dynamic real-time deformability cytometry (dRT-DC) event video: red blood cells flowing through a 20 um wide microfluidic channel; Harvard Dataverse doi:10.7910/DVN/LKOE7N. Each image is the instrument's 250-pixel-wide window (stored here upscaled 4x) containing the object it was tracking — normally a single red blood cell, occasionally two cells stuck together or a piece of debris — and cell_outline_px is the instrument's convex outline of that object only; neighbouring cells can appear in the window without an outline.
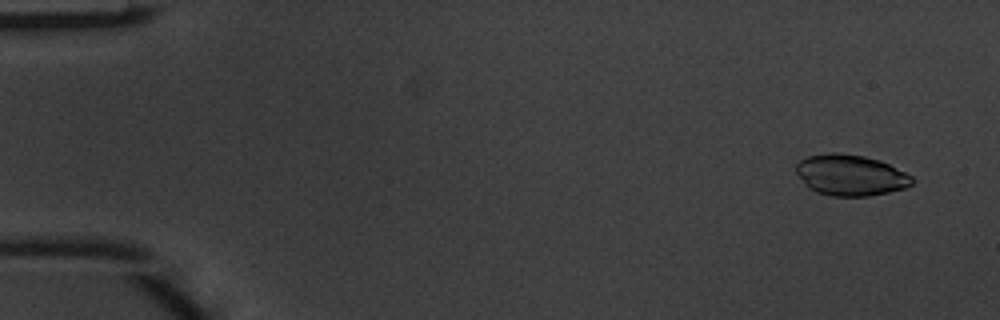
{"species": "common noctule bat (a hibernating species)", "species_latin": "Nyctalus noctula", "temperature_condition": "warm", "stored_images_in_passage": 4, "camera_frame_rate_fps": 3000, "um_per_image_px": 0.085, "animal": {"sex": "male", "body_mass_g": 20.1, "forearm_length_mm": 53.5}, "frame": {"image": 1, "passage_image": 1, "time_ms": 0.0, "image_size_px": [1000, 320], "cell_outline_px": [[916, 180], [912, 184], [904, 188], [888, 192], [868, 196], [832, 196], [816, 192], [808, 188], [804, 184], [796, 172], [796, 164], [800, 160], [808, 156], [828, 152], [836, 152], [864, 156], [880, 160], [912, 176]], "centroid_in_image_um": [72.28, 14.88], "position_along_channel_um": 12.7, "area_um2": 27.8}}
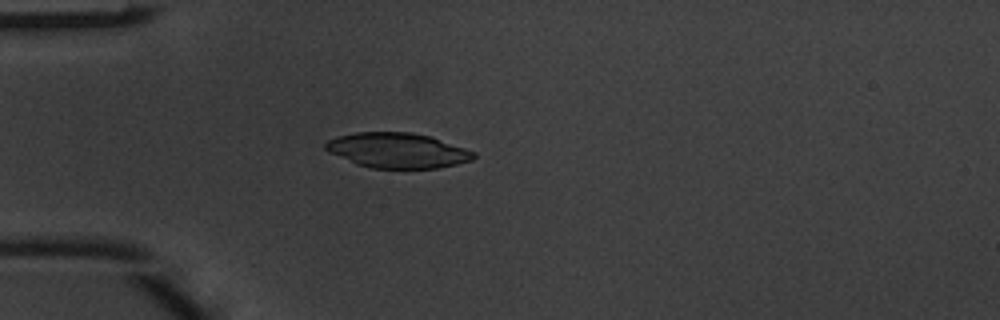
{"frame": {"image": 2, "passage_image": 4, "time_ms": 1.0, "image_size_px": [1000, 320], "cell_outline_px": [[476, 156], [472, 160], [440, 168], [372, 168], [356, 164], [328, 152], [324, 148], [324, 144], [328, 140], [336, 136], [356, 132], [412, 132], [428, 136], [476, 152]], "centroid_in_image_um": [33.75, 12.78], "position_along_channel_um": 51.3, "area_um2": 30.23}}